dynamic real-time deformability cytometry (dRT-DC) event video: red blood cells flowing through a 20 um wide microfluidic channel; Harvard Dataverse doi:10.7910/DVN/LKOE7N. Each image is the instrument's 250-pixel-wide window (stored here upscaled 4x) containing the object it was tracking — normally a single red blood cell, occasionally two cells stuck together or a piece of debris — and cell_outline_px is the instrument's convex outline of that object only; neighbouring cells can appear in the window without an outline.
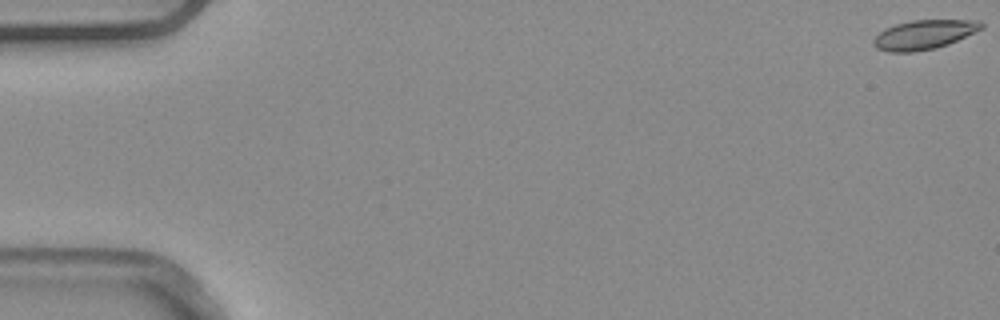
{"species": "common noctule bat (a hibernating species)", "species_latin": "Nyctalus noctula", "temperature_condition": "warm", "stored_images_in_passage": 5, "camera_frame_rate_fps": 3000, "um_per_image_px": 0.085, "animal": {"sex": "male", "body_mass_g": 20.4}, "frame": {"image": 1, "passage_image": 1, "time_ms": 0.0, "image_size_px": [1000, 320], "cell_outline_px": [[984, 28], [948, 44], [936, 48], [912, 52], [888, 52], [876, 48], [872, 44], [872, 40], [884, 28], [896, 24], [912, 20], [980, 20], [984, 24]], "centroid_in_image_um": [78.53, 2.94], "position_along_channel_um": 6.5, "area_um2": 18.5}}
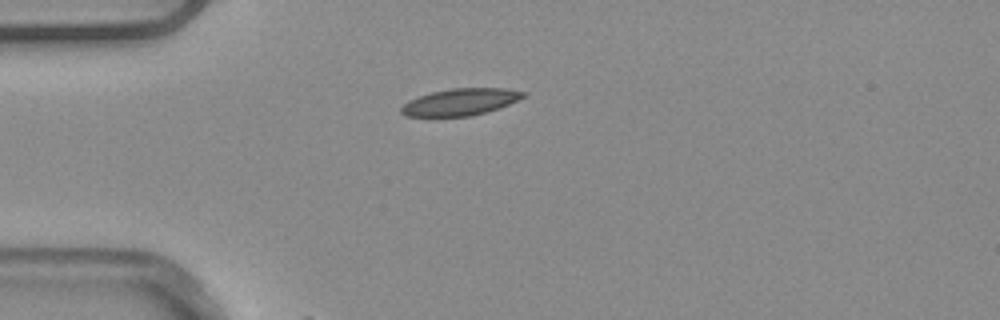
{"frame": {"image": 2, "passage_image": 5, "time_ms": 1.333, "image_size_px": [1000, 320], "cell_outline_px": [[528, 92], [524, 96], [500, 108], [472, 116], [404, 116], [400, 112], [400, 108], [408, 100], [432, 92], [452, 88], [508, 88]], "centroid_in_image_um": [39.14, 8.66], "position_along_channel_um": 45.9, "area_um2": 19.07}}